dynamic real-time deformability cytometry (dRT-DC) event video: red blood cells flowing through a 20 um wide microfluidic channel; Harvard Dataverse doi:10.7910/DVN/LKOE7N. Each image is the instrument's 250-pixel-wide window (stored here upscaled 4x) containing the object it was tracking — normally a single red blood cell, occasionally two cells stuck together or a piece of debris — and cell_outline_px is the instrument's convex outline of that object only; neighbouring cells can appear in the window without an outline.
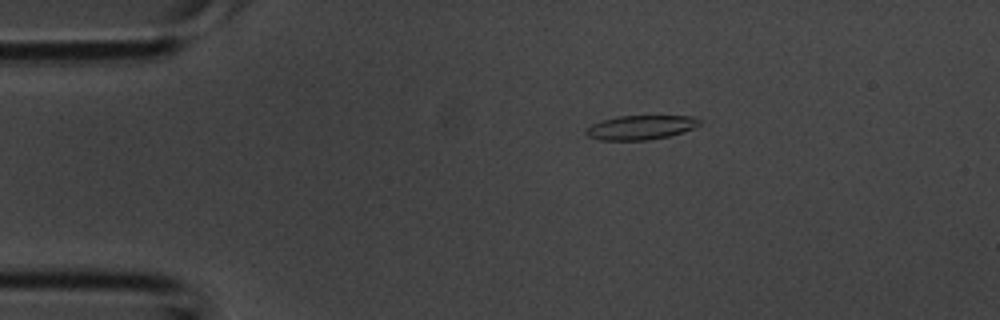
{"species": "common noctule bat (a hibernating species)", "species_latin": "Nyctalus noctula", "temperature_condition": "room temperature", "stored_images_in_passage": 3, "camera_frame_rate_fps": 3000, "um_per_image_px": 0.085, "animal": {"sex": "male", "body_mass_g": 20.1, "forearm_length_mm": 53.5}, "frame": {"image": 1, "passage_image": 2, "time_ms": 0.333, "image_size_px": [1000, 320], "cell_outline_px": [[700, 124], [692, 128], [668, 136], [648, 140], [600, 140], [588, 136], [584, 132], [584, 128], [592, 124], [616, 116], [696, 116], [700, 120]], "centroid_in_image_um": [54.41, 10.83], "position_along_channel_um": 30.6, "area_um2": 15.95}}